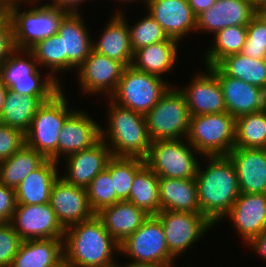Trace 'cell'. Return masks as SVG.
Masks as SVG:
<instances>
[{"label": "cell", "mask_w": 266, "mask_h": 267, "mask_svg": "<svg viewBox=\"0 0 266 267\" xmlns=\"http://www.w3.org/2000/svg\"><path fill=\"white\" fill-rule=\"evenodd\" d=\"M208 158V159H207ZM208 166H198L195 177L201 213L213 224L225 218L240 195L237 171L229 156H206Z\"/></svg>", "instance_id": "cell-1"}, {"label": "cell", "mask_w": 266, "mask_h": 267, "mask_svg": "<svg viewBox=\"0 0 266 267\" xmlns=\"http://www.w3.org/2000/svg\"><path fill=\"white\" fill-rule=\"evenodd\" d=\"M117 251L119 244L96 214L65 229V267H99L114 261L112 255Z\"/></svg>", "instance_id": "cell-2"}, {"label": "cell", "mask_w": 266, "mask_h": 267, "mask_svg": "<svg viewBox=\"0 0 266 267\" xmlns=\"http://www.w3.org/2000/svg\"><path fill=\"white\" fill-rule=\"evenodd\" d=\"M109 102V126L106 131L101 126V139L110 141L107 146L111 149L113 157L145 159L152 143L145 115L121 107L110 99Z\"/></svg>", "instance_id": "cell-3"}, {"label": "cell", "mask_w": 266, "mask_h": 267, "mask_svg": "<svg viewBox=\"0 0 266 267\" xmlns=\"http://www.w3.org/2000/svg\"><path fill=\"white\" fill-rule=\"evenodd\" d=\"M236 119L228 112L190 117L186 140L198 153L206 156H228L235 147Z\"/></svg>", "instance_id": "cell-4"}, {"label": "cell", "mask_w": 266, "mask_h": 267, "mask_svg": "<svg viewBox=\"0 0 266 267\" xmlns=\"http://www.w3.org/2000/svg\"><path fill=\"white\" fill-rule=\"evenodd\" d=\"M61 88L43 102L25 133V144L49 159L56 151L58 137L65 120L75 111L69 109Z\"/></svg>", "instance_id": "cell-5"}, {"label": "cell", "mask_w": 266, "mask_h": 267, "mask_svg": "<svg viewBox=\"0 0 266 267\" xmlns=\"http://www.w3.org/2000/svg\"><path fill=\"white\" fill-rule=\"evenodd\" d=\"M37 67V61L28 50L16 49L0 66L2 81L10 91L19 95L53 96L62 88L59 79L49 73L41 81Z\"/></svg>", "instance_id": "cell-6"}, {"label": "cell", "mask_w": 266, "mask_h": 267, "mask_svg": "<svg viewBox=\"0 0 266 267\" xmlns=\"http://www.w3.org/2000/svg\"><path fill=\"white\" fill-rule=\"evenodd\" d=\"M171 86L163 78L124 67L114 93L108 98L117 105L146 115Z\"/></svg>", "instance_id": "cell-7"}, {"label": "cell", "mask_w": 266, "mask_h": 267, "mask_svg": "<svg viewBox=\"0 0 266 267\" xmlns=\"http://www.w3.org/2000/svg\"><path fill=\"white\" fill-rule=\"evenodd\" d=\"M20 3H12L11 19L14 43L17 50H29L39 41L55 35L63 18L68 14L47 4L21 12Z\"/></svg>", "instance_id": "cell-8"}, {"label": "cell", "mask_w": 266, "mask_h": 267, "mask_svg": "<svg viewBox=\"0 0 266 267\" xmlns=\"http://www.w3.org/2000/svg\"><path fill=\"white\" fill-rule=\"evenodd\" d=\"M190 117L184 94L170 87L145 115L151 141L187 138Z\"/></svg>", "instance_id": "cell-9"}, {"label": "cell", "mask_w": 266, "mask_h": 267, "mask_svg": "<svg viewBox=\"0 0 266 267\" xmlns=\"http://www.w3.org/2000/svg\"><path fill=\"white\" fill-rule=\"evenodd\" d=\"M197 152L183 139L153 141L145 163L159 178H195L199 166Z\"/></svg>", "instance_id": "cell-10"}, {"label": "cell", "mask_w": 266, "mask_h": 267, "mask_svg": "<svg viewBox=\"0 0 266 267\" xmlns=\"http://www.w3.org/2000/svg\"><path fill=\"white\" fill-rule=\"evenodd\" d=\"M119 249L121 254L131 257V264L174 265L176 260L168 250L162 223L156 215H150Z\"/></svg>", "instance_id": "cell-11"}, {"label": "cell", "mask_w": 266, "mask_h": 267, "mask_svg": "<svg viewBox=\"0 0 266 267\" xmlns=\"http://www.w3.org/2000/svg\"><path fill=\"white\" fill-rule=\"evenodd\" d=\"M156 216L162 223L168 250L174 258L189 250L214 227L202 213L162 210Z\"/></svg>", "instance_id": "cell-12"}, {"label": "cell", "mask_w": 266, "mask_h": 267, "mask_svg": "<svg viewBox=\"0 0 266 267\" xmlns=\"http://www.w3.org/2000/svg\"><path fill=\"white\" fill-rule=\"evenodd\" d=\"M22 240L64 238L65 229L48 203L17 204L9 222Z\"/></svg>", "instance_id": "cell-13"}, {"label": "cell", "mask_w": 266, "mask_h": 267, "mask_svg": "<svg viewBox=\"0 0 266 267\" xmlns=\"http://www.w3.org/2000/svg\"><path fill=\"white\" fill-rule=\"evenodd\" d=\"M49 204L64 229L95 215L89 205L87 190L67 183L60 176L52 186Z\"/></svg>", "instance_id": "cell-14"}, {"label": "cell", "mask_w": 266, "mask_h": 267, "mask_svg": "<svg viewBox=\"0 0 266 267\" xmlns=\"http://www.w3.org/2000/svg\"><path fill=\"white\" fill-rule=\"evenodd\" d=\"M207 68L217 76L222 88L226 111L235 119L266 109V91L226 75L217 65Z\"/></svg>", "instance_id": "cell-15"}, {"label": "cell", "mask_w": 266, "mask_h": 267, "mask_svg": "<svg viewBox=\"0 0 266 267\" xmlns=\"http://www.w3.org/2000/svg\"><path fill=\"white\" fill-rule=\"evenodd\" d=\"M124 66L94 50L76 69L82 91L95 96L103 92L110 97L117 88ZM96 93V94H95Z\"/></svg>", "instance_id": "cell-16"}, {"label": "cell", "mask_w": 266, "mask_h": 267, "mask_svg": "<svg viewBox=\"0 0 266 267\" xmlns=\"http://www.w3.org/2000/svg\"><path fill=\"white\" fill-rule=\"evenodd\" d=\"M101 140V127L83 111H74L64 122L58 137L57 151L49 158L59 163L69 155L94 146ZM62 154V155H61Z\"/></svg>", "instance_id": "cell-17"}, {"label": "cell", "mask_w": 266, "mask_h": 267, "mask_svg": "<svg viewBox=\"0 0 266 267\" xmlns=\"http://www.w3.org/2000/svg\"><path fill=\"white\" fill-rule=\"evenodd\" d=\"M258 12L259 7L252 0H217L197 16L196 32L205 30L214 35L230 26H247Z\"/></svg>", "instance_id": "cell-18"}, {"label": "cell", "mask_w": 266, "mask_h": 267, "mask_svg": "<svg viewBox=\"0 0 266 267\" xmlns=\"http://www.w3.org/2000/svg\"><path fill=\"white\" fill-rule=\"evenodd\" d=\"M145 3L149 15L160 24L168 38L180 43L189 32L195 33L197 17L188 0H146Z\"/></svg>", "instance_id": "cell-19"}, {"label": "cell", "mask_w": 266, "mask_h": 267, "mask_svg": "<svg viewBox=\"0 0 266 267\" xmlns=\"http://www.w3.org/2000/svg\"><path fill=\"white\" fill-rule=\"evenodd\" d=\"M107 143L101 139L94 146L69 155L65 161L67 176L61 177L69 184L86 189L113 157Z\"/></svg>", "instance_id": "cell-20"}, {"label": "cell", "mask_w": 266, "mask_h": 267, "mask_svg": "<svg viewBox=\"0 0 266 267\" xmlns=\"http://www.w3.org/2000/svg\"><path fill=\"white\" fill-rule=\"evenodd\" d=\"M207 69V73L199 72L191 79L185 89H179L185 96L190 116L227 112L220 82Z\"/></svg>", "instance_id": "cell-21"}, {"label": "cell", "mask_w": 266, "mask_h": 267, "mask_svg": "<svg viewBox=\"0 0 266 267\" xmlns=\"http://www.w3.org/2000/svg\"><path fill=\"white\" fill-rule=\"evenodd\" d=\"M247 244L266 231V194L240 193L225 215Z\"/></svg>", "instance_id": "cell-22"}, {"label": "cell", "mask_w": 266, "mask_h": 267, "mask_svg": "<svg viewBox=\"0 0 266 267\" xmlns=\"http://www.w3.org/2000/svg\"><path fill=\"white\" fill-rule=\"evenodd\" d=\"M228 156L236 167L240 193L266 194V148L234 147Z\"/></svg>", "instance_id": "cell-23"}, {"label": "cell", "mask_w": 266, "mask_h": 267, "mask_svg": "<svg viewBox=\"0 0 266 267\" xmlns=\"http://www.w3.org/2000/svg\"><path fill=\"white\" fill-rule=\"evenodd\" d=\"M78 14H67L59 25L57 34L62 37V55H66V71L77 69L93 50L84 19Z\"/></svg>", "instance_id": "cell-24"}, {"label": "cell", "mask_w": 266, "mask_h": 267, "mask_svg": "<svg viewBox=\"0 0 266 267\" xmlns=\"http://www.w3.org/2000/svg\"><path fill=\"white\" fill-rule=\"evenodd\" d=\"M11 267H65L64 238L22 240Z\"/></svg>", "instance_id": "cell-25"}, {"label": "cell", "mask_w": 266, "mask_h": 267, "mask_svg": "<svg viewBox=\"0 0 266 267\" xmlns=\"http://www.w3.org/2000/svg\"><path fill=\"white\" fill-rule=\"evenodd\" d=\"M122 13L117 11L113 14L101 38L97 42H92V45L95 52L116 60L126 67L132 65L134 52L130 44L128 22Z\"/></svg>", "instance_id": "cell-26"}, {"label": "cell", "mask_w": 266, "mask_h": 267, "mask_svg": "<svg viewBox=\"0 0 266 267\" xmlns=\"http://www.w3.org/2000/svg\"><path fill=\"white\" fill-rule=\"evenodd\" d=\"M96 215L103 221L106 230L119 245L150 216L145 210L127 200L105 207Z\"/></svg>", "instance_id": "cell-27"}, {"label": "cell", "mask_w": 266, "mask_h": 267, "mask_svg": "<svg viewBox=\"0 0 266 267\" xmlns=\"http://www.w3.org/2000/svg\"><path fill=\"white\" fill-rule=\"evenodd\" d=\"M59 163L46 159L15 189L17 204L38 205L49 202L51 189L59 177ZM58 166V167H57Z\"/></svg>", "instance_id": "cell-28"}, {"label": "cell", "mask_w": 266, "mask_h": 267, "mask_svg": "<svg viewBox=\"0 0 266 267\" xmlns=\"http://www.w3.org/2000/svg\"><path fill=\"white\" fill-rule=\"evenodd\" d=\"M160 211L201 213L195 178H159Z\"/></svg>", "instance_id": "cell-29"}, {"label": "cell", "mask_w": 266, "mask_h": 267, "mask_svg": "<svg viewBox=\"0 0 266 267\" xmlns=\"http://www.w3.org/2000/svg\"><path fill=\"white\" fill-rule=\"evenodd\" d=\"M178 44L177 40L168 38L140 48L134 52L132 66L137 70L162 78L161 76L172 70L177 61Z\"/></svg>", "instance_id": "cell-30"}, {"label": "cell", "mask_w": 266, "mask_h": 267, "mask_svg": "<svg viewBox=\"0 0 266 267\" xmlns=\"http://www.w3.org/2000/svg\"><path fill=\"white\" fill-rule=\"evenodd\" d=\"M51 97L19 95L8 89L0 114V123L19 129L25 134L39 106Z\"/></svg>", "instance_id": "cell-31"}, {"label": "cell", "mask_w": 266, "mask_h": 267, "mask_svg": "<svg viewBox=\"0 0 266 267\" xmlns=\"http://www.w3.org/2000/svg\"><path fill=\"white\" fill-rule=\"evenodd\" d=\"M45 160L41 153L24 144L10 158L0 162V183L16 189Z\"/></svg>", "instance_id": "cell-32"}, {"label": "cell", "mask_w": 266, "mask_h": 267, "mask_svg": "<svg viewBox=\"0 0 266 267\" xmlns=\"http://www.w3.org/2000/svg\"><path fill=\"white\" fill-rule=\"evenodd\" d=\"M217 66L226 75L266 91V59H252L238 53L225 57Z\"/></svg>", "instance_id": "cell-33"}, {"label": "cell", "mask_w": 266, "mask_h": 267, "mask_svg": "<svg viewBox=\"0 0 266 267\" xmlns=\"http://www.w3.org/2000/svg\"><path fill=\"white\" fill-rule=\"evenodd\" d=\"M127 201L149 215L160 212L159 177L146 164L135 174Z\"/></svg>", "instance_id": "cell-34"}, {"label": "cell", "mask_w": 266, "mask_h": 267, "mask_svg": "<svg viewBox=\"0 0 266 267\" xmlns=\"http://www.w3.org/2000/svg\"><path fill=\"white\" fill-rule=\"evenodd\" d=\"M247 38V26H230L214 34L212 48L206 51V67L217 65L229 55L241 52Z\"/></svg>", "instance_id": "cell-35"}, {"label": "cell", "mask_w": 266, "mask_h": 267, "mask_svg": "<svg viewBox=\"0 0 266 267\" xmlns=\"http://www.w3.org/2000/svg\"><path fill=\"white\" fill-rule=\"evenodd\" d=\"M235 147L266 148V109L236 118Z\"/></svg>", "instance_id": "cell-36"}, {"label": "cell", "mask_w": 266, "mask_h": 267, "mask_svg": "<svg viewBox=\"0 0 266 267\" xmlns=\"http://www.w3.org/2000/svg\"><path fill=\"white\" fill-rule=\"evenodd\" d=\"M139 157H112L106 169L113 180L116 196L120 201L129 199L135 174L145 165Z\"/></svg>", "instance_id": "cell-37"}, {"label": "cell", "mask_w": 266, "mask_h": 267, "mask_svg": "<svg viewBox=\"0 0 266 267\" xmlns=\"http://www.w3.org/2000/svg\"><path fill=\"white\" fill-rule=\"evenodd\" d=\"M28 51L33 55L39 66H47L55 73L66 70V55H62V37L57 33L39 41Z\"/></svg>", "instance_id": "cell-38"}, {"label": "cell", "mask_w": 266, "mask_h": 267, "mask_svg": "<svg viewBox=\"0 0 266 267\" xmlns=\"http://www.w3.org/2000/svg\"><path fill=\"white\" fill-rule=\"evenodd\" d=\"M86 190L90 208L95 214L120 201L116 196L113 180L107 169L100 172Z\"/></svg>", "instance_id": "cell-39"}, {"label": "cell", "mask_w": 266, "mask_h": 267, "mask_svg": "<svg viewBox=\"0 0 266 267\" xmlns=\"http://www.w3.org/2000/svg\"><path fill=\"white\" fill-rule=\"evenodd\" d=\"M138 21L133 26L128 25L133 52L168 39L160 24L149 14Z\"/></svg>", "instance_id": "cell-40"}, {"label": "cell", "mask_w": 266, "mask_h": 267, "mask_svg": "<svg viewBox=\"0 0 266 267\" xmlns=\"http://www.w3.org/2000/svg\"><path fill=\"white\" fill-rule=\"evenodd\" d=\"M240 53L252 59H266V17L260 11L247 25V38Z\"/></svg>", "instance_id": "cell-41"}, {"label": "cell", "mask_w": 266, "mask_h": 267, "mask_svg": "<svg viewBox=\"0 0 266 267\" xmlns=\"http://www.w3.org/2000/svg\"><path fill=\"white\" fill-rule=\"evenodd\" d=\"M22 239L10 223H0V267H11Z\"/></svg>", "instance_id": "cell-42"}, {"label": "cell", "mask_w": 266, "mask_h": 267, "mask_svg": "<svg viewBox=\"0 0 266 267\" xmlns=\"http://www.w3.org/2000/svg\"><path fill=\"white\" fill-rule=\"evenodd\" d=\"M25 144V134L0 123V162L10 158Z\"/></svg>", "instance_id": "cell-43"}, {"label": "cell", "mask_w": 266, "mask_h": 267, "mask_svg": "<svg viewBox=\"0 0 266 267\" xmlns=\"http://www.w3.org/2000/svg\"><path fill=\"white\" fill-rule=\"evenodd\" d=\"M16 51L11 19L0 17V66Z\"/></svg>", "instance_id": "cell-44"}, {"label": "cell", "mask_w": 266, "mask_h": 267, "mask_svg": "<svg viewBox=\"0 0 266 267\" xmlns=\"http://www.w3.org/2000/svg\"><path fill=\"white\" fill-rule=\"evenodd\" d=\"M17 202L15 189L0 183V223H9Z\"/></svg>", "instance_id": "cell-45"}, {"label": "cell", "mask_w": 266, "mask_h": 267, "mask_svg": "<svg viewBox=\"0 0 266 267\" xmlns=\"http://www.w3.org/2000/svg\"><path fill=\"white\" fill-rule=\"evenodd\" d=\"M52 3H47V5L57 8L59 10H64L68 14H78V6L81 3H85L86 0H51Z\"/></svg>", "instance_id": "cell-46"}, {"label": "cell", "mask_w": 266, "mask_h": 267, "mask_svg": "<svg viewBox=\"0 0 266 267\" xmlns=\"http://www.w3.org/2000/svg\"><path fill=\"white\" fill-rule=\"evenodd\" d=\"M249 247L253 248L257 254L266 259V231L254 237L249 243Z\"/></svg>", "instance_id": "cell-47"}, {"label": "cell", "mask_w": 266, "mask_h": 267, "mask_svg": "<svg viewBox=\"0 0 266 267\" xmlns=\"http://www.w3.org/2000/svg\"><path fill=\"white\" fill-rule=\"evenodd\" d=\"M217 0H188L194 15L197 17L202 12L208 10Z\"/></svg>", "instance_id": "cell-48"}, {"label": "cell", "mask_w": 266, "mask_h": 267, "mask_svg": "<svg viewBox=\"0 0 266 267\" xmlns=\"http://www.w3.org/2000/svg\"><path fill=\"white\" fill-rule=\"evenodd\" d=\"M10 0H0V17H7L11 8Z\"/></svg>", "instance_id": "cell-49"}, {"label": "cell", "mask_w": 266, "mask_h": 267, "mask_svg": "<svg viewBox=\"0 0 266 267\" xmlns=\"http://www.w3.org/2000/svg\"><path fill=\"white\" fill-rule=\"evenodd\" d=\"M7 91H8V88L4 85L1 74H0V114L3 108L4 99H5V95Z\"/></svg>", "instance_id": "cell-50"}, {"label": "cell", "mask_w": 266, "mask_h": 267, "mask_svg": "<svg viewBox=\"0 0 266 267\" xmlns=\"http://www.w3.org/2000/svg\"><path fill=\"white\" fill-rule=\"evenodd\" d=\"M127 267H175L170 264H131L127 263Z\"/></svg>", "instance_id": "cell-51"}, {"label": "cell", "mask_w": 266, "mask_h": 267, "mask_svg": "<svg viewBox=\"0 0 266 267\" xmlns=\"http://www.w3.org/2000/svg\"><path fill=\"white\" fill-rule=\"evenodd\" d=\"M99 267H127V263H125V265H119L118 263L116 264V261H112L108 264H105V265H102V266H99Z\"/></svg>", "instance_id": "cell-52"}, {"label": "cell", "mask_w": 266, "mask_h": 267, "mask_svg": "<svg viewBox=\"0 0 266 267\" xmlns=\"http://www.w3.org/2000/svg\"><path fill=\"white\" fill-rule=\"evenodd\" d=\"M12 3H19V2H24V3H30L31 5L34 4L35 2L36 3H39L38 1H41V0H10ZM26 1V2H25Z\"/></svg>", "instance_id": "cell-53"}, {"label": "cell", "mask_w": 266, "mask_h": 267, "mask_svg": "<svg viewBox=\"0 0 266 267\" xmlns=\"http://www.w3.org/2000/svg\"><path fill=\"white\" fill-rule=\"evenodd\" d=\"M258 7L263 6L266 3V0H252Z\"/></svg>", "instance_id": "cell-54"}, {"label": "cell", "mask_w": 266, "mask_h": 267, "mask_svg": "<svg viewBox=\"0 0 266 267\" xmlns=\"http://www.w3.org/2000/svg\"><path fill=\"white\" fill-rule=\"evenodd\" d=\"M259 11H266V3L263 6L259 7Z\"/></svg>", "instance_id": "cell-55"}, {"label": "cell", "mask_w": 266, "mask_h": 267, "mask_svg": "<svg viewBox=\"0 0 266 267\" xmlns=\"http://www.w3.org/2000/svg\"><path fill=\"white\" fill-rule=\"evenodd\" d=\"M117 1H119V2H120V1H122V2L124 1V3H125V1H126V2H127V1H128V2H129V1L132 2V1H134V0H117ZM135 1H136V0H135ZM138 1H139V0H138ZM145 1H146V0H144V4H145Z\"/></svg>", "instance_id": "cell-56"}, {"label": "cell", "mask_w": 266, "mask_h": 267, "mask_svg": "<svg viewBox=\"0 0 266 267\" xmlns=\"http://www.w3.org/2000/svg\"><path fill=\"white\" fill-rule=\"evenodd\" d=\"M266 17V11H260Z\"/></svg>", "instance_id": "cell-57"}]
</instances>
